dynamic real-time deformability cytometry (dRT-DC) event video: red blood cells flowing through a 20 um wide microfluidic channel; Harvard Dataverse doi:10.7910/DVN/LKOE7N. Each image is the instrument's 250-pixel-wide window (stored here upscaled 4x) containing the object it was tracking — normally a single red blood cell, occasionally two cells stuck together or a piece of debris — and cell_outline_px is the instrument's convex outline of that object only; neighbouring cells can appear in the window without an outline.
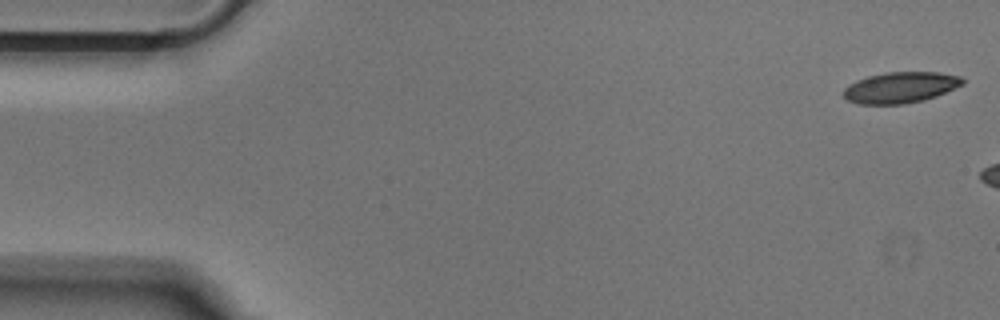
{"species": "Egyptian fruit bat (a non-hibernating species)", "species_latin": "Rousettus aegyptiacus", "temperature_condition": "cold", "stored_images_in_passage": 6, "camera_frame_rate_fps": 3000, "um_per_image_px": 0.085, "animal": {"sex": "male"}, "frame": {"image": 1, "passage_image": 1, "time_ms": 0.0, "image_size_px": [1000, 320], "cell_outline_px": [[964, 84], [936, 96], [924, 100], [904, 104], [860, 104], [848, 100], [844, 96], [844, 88], [848, 84], [856, 80], [868, 76], [884, 72], [940, 72], [960, 76], [964, 80]], "centroid_in_image_um": [76.54, 7.43], "position_along_channel_um": 8.5, "area_um2": 21.56}}